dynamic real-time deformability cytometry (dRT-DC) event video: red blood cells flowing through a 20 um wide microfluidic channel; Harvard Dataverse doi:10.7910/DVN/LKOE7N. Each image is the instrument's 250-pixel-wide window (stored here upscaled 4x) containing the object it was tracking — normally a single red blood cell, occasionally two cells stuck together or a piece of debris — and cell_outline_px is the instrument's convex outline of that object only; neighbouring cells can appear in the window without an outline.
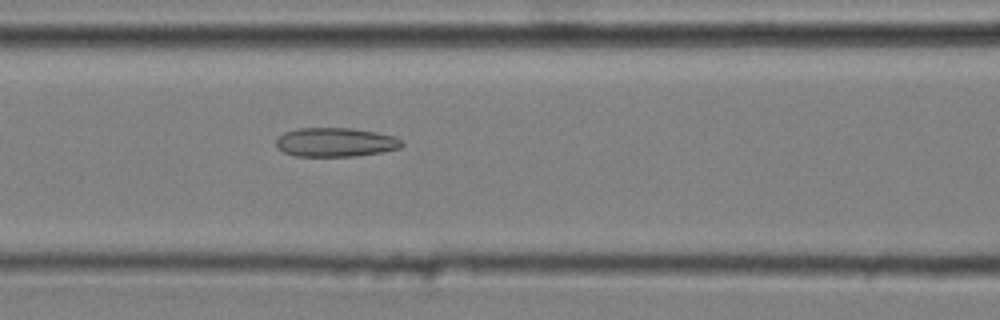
{"species": "common noctule bat (a hibernating species)", "species_latin": "Nyctalus noctula", "temperature_condition": "cold", "stored_images_in_passage": 39, "camera_frame_rate_fps": 3000, "um_per_image_px": 0.085, "animal": {"sex": "male", "body_mass_g": 20.4}, "frame": {"image": 1, "passage_image": 13, "time_ms": 4.0, "image_size_px": [1000, 320], "cell_outline_px": [[404, 144], [400, 148], [384, 152], [356, 156], [296, 156], [284, 152], [276, 148], [276, 140], [284, 132], [296, 128], [352, 128], [376, 132], [396, 136]], "centroid_in_image_um": [28.53, 12.09], "position_along_channel_um": 138.1, "area_um2": 21.44}}
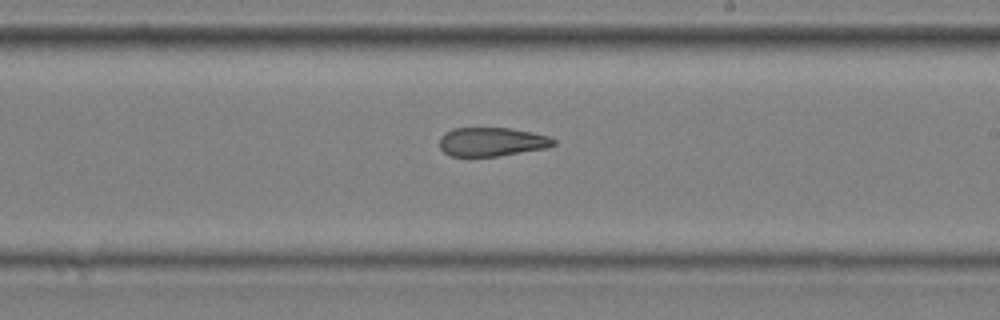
{"frame": {"image": 2, "passage_image": 22, "time_ms": 7.0, "image_size_px": [1000, 320], "cell_outline_px": [[556, 144], [548, 148], [496, 156], [448, 156], [440, 148], [440, 136], [444, 132], [452, 128], [508, 128], [532, 132], [548, 136], [556, 140]], "centroid_in_image_um": [41.79, 12.05], "position_along_channel_um": 247.2, "area_um2": 19.25}}
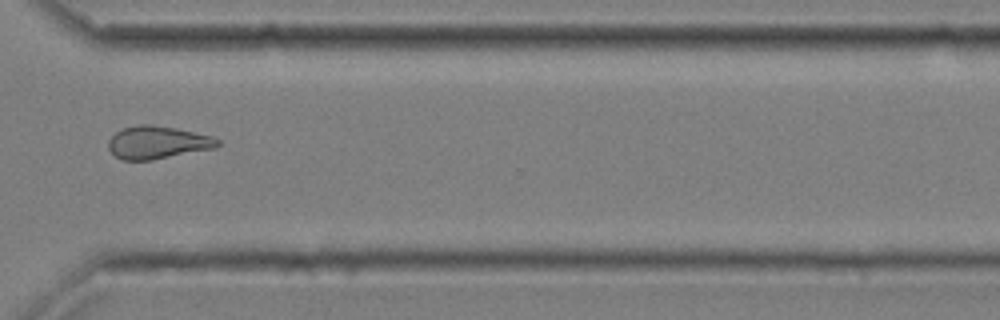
{"frame": {"image": 3, "passage_image": 31, "time_ms": 10.0, "image_size_px": [1000, 320], "cell_outline_px": [[220, 144], [216, 148], [152, 160], [120, 160], [108, 148], [108, 140], [116, 132], [124, 128], [136, 124], [152, 124], [176, 128], [212, 136], [220, 140]], "centroid_in_image_um": [13.4, 12.11], "position_along_channel_um": 357.2, "area_um2": 20.98}, "authors_computed_cell_mechanics": {"area_um2": 20.808, "velocity_mm_per_s": 3.6497, "shape_relaxation_time_tau1_ms": null, "shape_relaxation_time_tau2_ms": 3.0861, "deformation_change_tau1": null, "deformation_change_tau2": 0.1069}}